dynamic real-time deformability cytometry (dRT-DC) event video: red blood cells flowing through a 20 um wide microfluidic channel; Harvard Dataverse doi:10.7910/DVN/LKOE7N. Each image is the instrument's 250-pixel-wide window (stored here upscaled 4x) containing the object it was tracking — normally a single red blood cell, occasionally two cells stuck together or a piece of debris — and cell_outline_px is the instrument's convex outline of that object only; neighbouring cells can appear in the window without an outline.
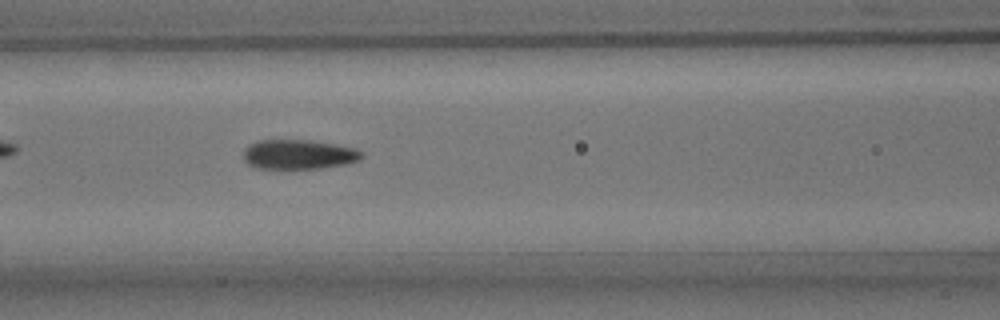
{"species": "common noctule bat (a hibernating species)", "species_latin": "Nyctalus noctula", "temperature_condition": "room temperature", "stored_images_in_passage": 48, "camera_frame_rate_fps": 3000, "um_per_image_px": 0.085, "animal": {"sex": "male", "body_mass_g": 15.6}, "frame": {"image": 1, "passage_image": 21, "time_ms": 6.667, "image_size_px": [1000, 320], "cell_outline_px": [[364, 156], [360, 160], [344, 164], [320, 168], [256, 168], [248, 164], [244, 160], [244, 148], [256, 140], [312, 140], [336, 144], [356, 148], [364, 152]], "centroid_in_image_um": [25.41, 13.11], "position_along_channel_um": 141.2, "area_um2": 20.52}}
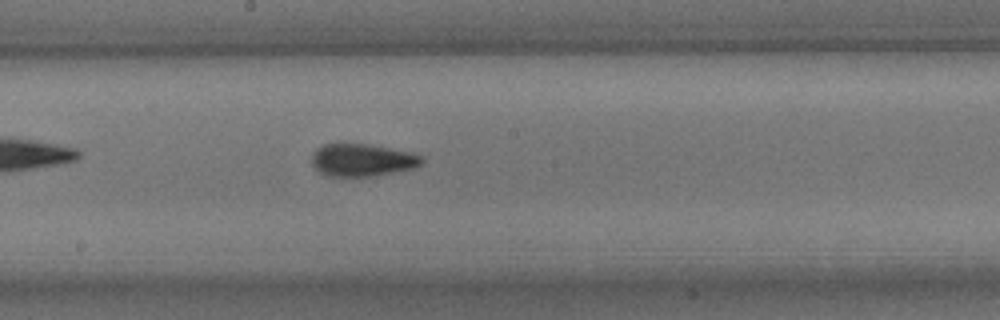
{"frame": {"image": 2, "passage_image": 27, "time_ms": 8.667, "image_size_px": [1000, 320], "cell_outline_px": [[424, 160], [416, 168], [368, 176], [328, 176], [316, 172], [312, 164], [312, 152], [316, 148], [324, 144], [368, 144], [408, 152], [424, 156]], "centroid_in_image_um": [30.74, 13.61], "position_along_channel_um": 217.5, "area_um2": 20.81}}
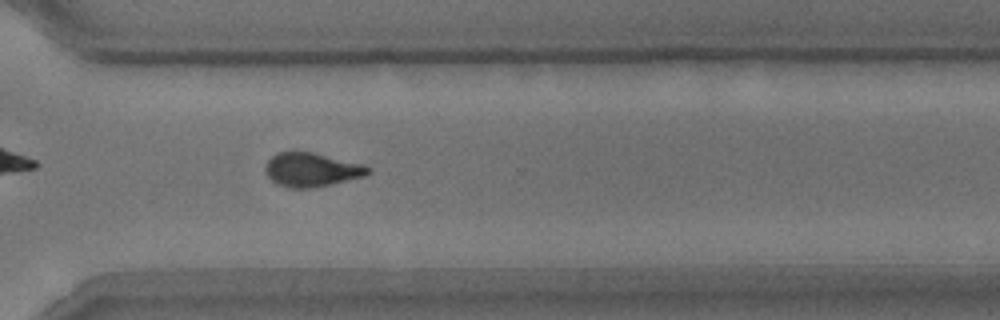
{"frame": {"image": 3, "passage_image": 37, "time_ms": 12.0, "image_size_px": [1000, 320], "cell_outline_px": [[372, 172], [364, 176], [312, 188], [292, 188], [276, 184], [264, 172], [264, 168], [268, 160], [276, 152], [312, 152], [364, 164], [372, 168]], "centroid_in_image_um": [26.48, 14.42], "position_along_channel_um": 344.1, "area_um2": 20.29}, "authors_computed_cell_mechanics": {"area_um2": 20.3745, "velocity_mm_per_s": 3.804, "shape_relaxation_time_tau1_ms": 3.8604, "shape_relaxation_time_tau2_ms": 0.9205, "deformation_change_tau1": 0.1355, "deformation_change_tau2": 0.0617}}